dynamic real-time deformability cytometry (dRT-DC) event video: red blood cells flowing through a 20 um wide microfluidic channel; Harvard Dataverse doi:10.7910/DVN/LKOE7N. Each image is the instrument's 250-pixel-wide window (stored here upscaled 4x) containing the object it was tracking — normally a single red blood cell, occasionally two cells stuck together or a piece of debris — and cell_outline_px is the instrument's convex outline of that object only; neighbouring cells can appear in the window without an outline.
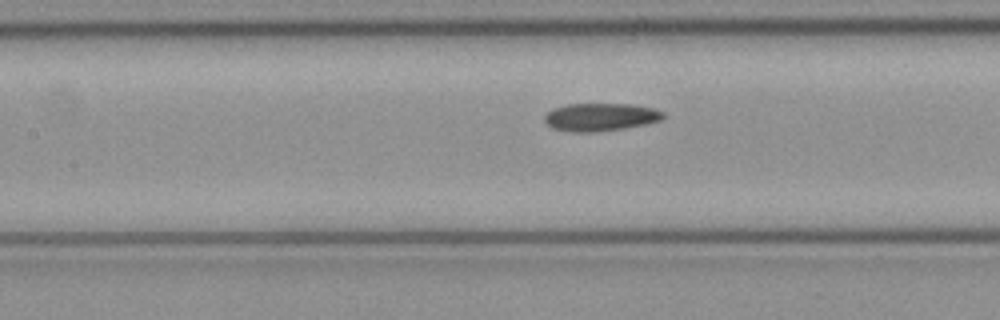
{"species": "common noctule bat (a hibernating species)", "species_latin": "Nyctalus noctula", "temperature_condition": "cold", "stored_images_in_passage": 23, "camera_frame_rate_fps": 3000, "um_per_image_px": 0.085, "animal": {"sex": "female", "body_mass_g": 21.9}, "frame": {"image": 1, "passage_image": 18, "time_ms": 5.667, "image_size_px": [1000, 320], "cell_outline_px": [[664, 116], [660, 120], [644, 124], [624, 128], [596, 132], [572, 132], [552, 128], [544, 120], [544, 116], [552, 108], [568, 104], [632, 104], [652, 108], [664, 112]], "centroid_in_image_um": [51.01, 9.95], "position_along_channel_um": 156.4, "area_um2": 19.19}}
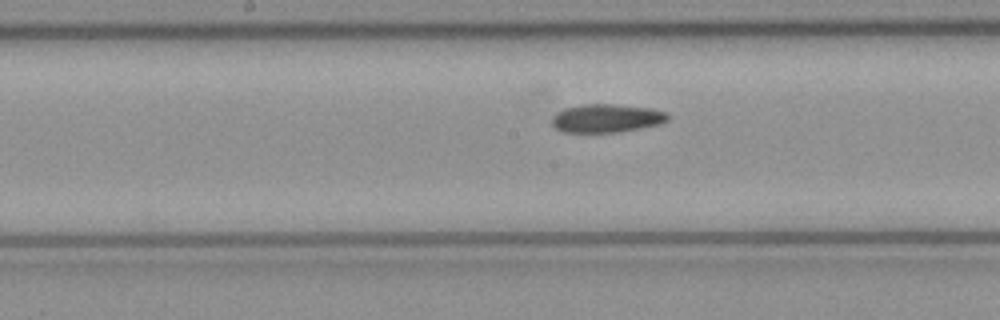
{"frame": {"image": 2, "passage_image": 21, "time_ms": 6.667, "image_size_px": [1000, 320], "cell_outline_px": [[668, 120], [660, 124], [616, 132], [560, 132], [552, 124], [552, 120], [556, 112], [564, 108], [584, 104], [616, 104], [648, 108], [664, 112], [668, 116]], "centroid_in_image_um": [51.51, 10.05], "position_along_channel_um": 196.7, "area_um2": 18.96}}